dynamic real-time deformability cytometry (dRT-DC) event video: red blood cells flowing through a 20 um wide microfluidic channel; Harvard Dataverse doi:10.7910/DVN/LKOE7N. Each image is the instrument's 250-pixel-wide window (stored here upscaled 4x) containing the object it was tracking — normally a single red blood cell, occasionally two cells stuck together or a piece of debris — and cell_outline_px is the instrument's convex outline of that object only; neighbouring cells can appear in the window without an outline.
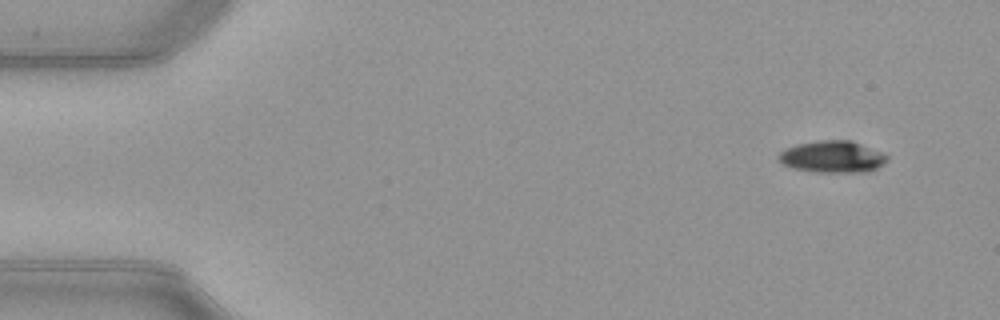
{"species": "common noctule bat (a hibernating species)", "species_latin": "Nyctalus noctula", "temperature_condition": "warm", "stored_images_in_passage": 51, "camera_frame_rate_fps": 3000, "um_per_image_px": 0.085, "animal": {"sex": "female", "body_mass_g": 21.9}, "frame": {"image": 1, "passage_image": 3, "time_ms": 0.667, "image_size_px": [1000, 320], "cell_outline_px": [[888, 160], [876, 168], [868, 172], [816, 172], [792, 168], [784, 164], [776, 156], [784, 148], [796, 144], [816, 140], [852, 140], [880, 152], [888, 156]], "centroid_in_image_um": [70.72, 13.32], "position_along_channel_um": 14.3, "area_um2": 20.17}}
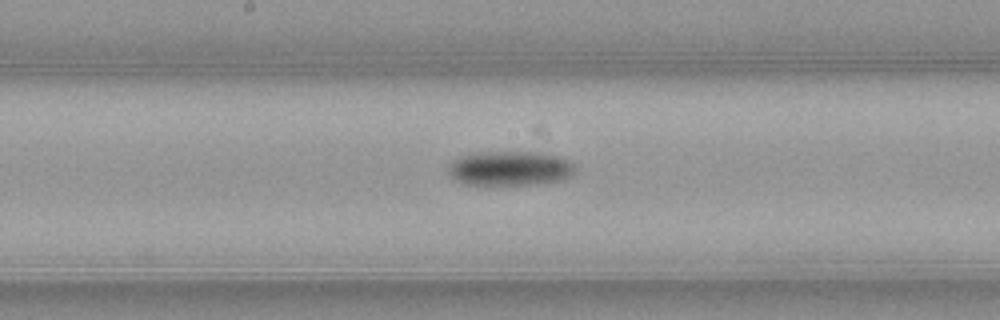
{"frame": {"image": 2, "passage_image": 26, "time_ms": 8.333, "image_size_px": [1000, 320], "cell_outline_px": [[576, 172], [572, 176], [560, 180], [532, 184], [464, 184], [456, 180], [448, 172], [448, 164], [452, 160], [460, 156], [472, 152], [540, 152], [556, 156], [568, 160], [576, 168]], "centroid_in_image_um": [43.32, 14.29], "position_along_channel_um": 204.9, "area_um2": 25.55}}
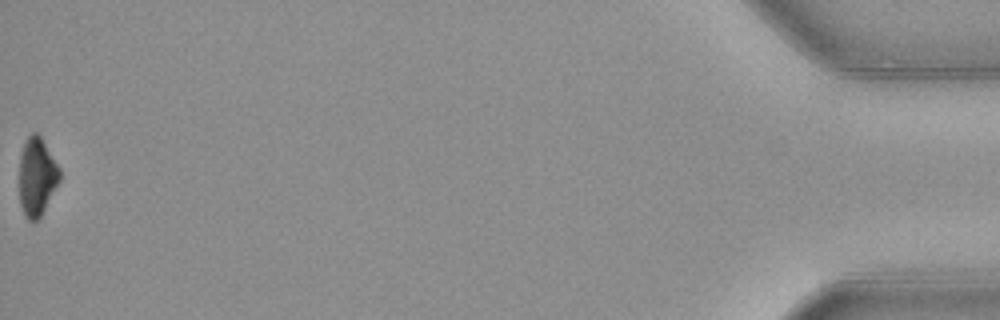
{"frame": {"image": 3, "passage_image": 51, "time_ms": 16.667, "image_size_px": [1000, 320], "cell_outline_px": [[60, 180], [40, 216], [36, 220], [28, 220], [24, 216], [20, 204], [20, 156], [24, 144], [28, 136], [32, 132], [36, 132], [40, 136], [60, 168]], "centroid_in_image_um": [3.13, 15.01], "position_along_channel_um": 432.1, "area_um2": 18.09}, "authors_computed_cell_mechanics": {"area_um2": 21.4438, "velocity_mm_per_s": 3.9996, "shape_relaxation_time_tau1_ms": 2.5043, "shape_relaxation_time_tau2_ms": null, "deformation_change_tau1": 0.1158, "deformation_change_tau2": null}}